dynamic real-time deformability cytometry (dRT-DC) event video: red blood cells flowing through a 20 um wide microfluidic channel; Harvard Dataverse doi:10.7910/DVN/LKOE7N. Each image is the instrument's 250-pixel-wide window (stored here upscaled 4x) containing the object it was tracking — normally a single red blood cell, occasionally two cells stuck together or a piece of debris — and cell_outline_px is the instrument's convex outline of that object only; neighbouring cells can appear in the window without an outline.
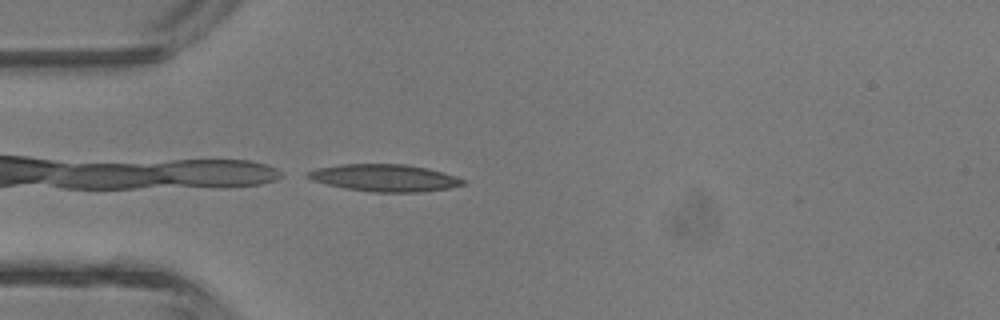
{"species": "common noctule bat (a hibernating species)", "species_latin": "Nyctalus noctula", "temperature_condition": "room temperature", "stored_images_in_passage": 7, "camera_frame_rate_fps": 3000, "um_per_image_px": 0.085, "animal": {"sex": "male", "body_mass_g": 13.3}, "frame": {"image": 1, "passage_image": 6, "time_ms": 5.667, "image_size_px": [1000, 320], "cell_outline_px": [[468, 184], [448, 188], [420, 192], [372, 192], [344, 188], [312, 180], [304, 176], [304, 172], [316, 168], [340, 164], [404, 164], [428, 168], [444, 172], [456, 176], [464, 180]], "centroid_in_image_um": [32.68, 15.11], "position_along_channel_um": 52.3, "area_um2": 24.74}}